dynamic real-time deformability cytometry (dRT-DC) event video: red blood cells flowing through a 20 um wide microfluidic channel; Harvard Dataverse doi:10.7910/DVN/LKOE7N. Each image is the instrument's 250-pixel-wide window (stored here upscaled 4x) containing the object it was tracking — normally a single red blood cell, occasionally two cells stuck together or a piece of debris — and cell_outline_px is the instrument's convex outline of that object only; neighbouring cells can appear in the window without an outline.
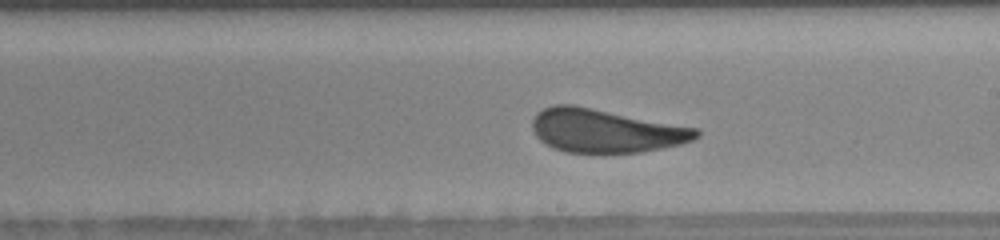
{"species": "human", "species_latin": "Homo sapiens", "temperature_condition": "warm", "stored_images_in_passage": 44, "camera_frame_rate_fps": 3000, "um_per_image_px": 0.085, "donor": {"sex": "female"}, "frame": {"image": 1, "passage_image": 30, "time_ms": 7.667, "image_size_px": [1000, 240], "cell_outline_px": [[700, 136], [692, 140], [680, 144], [640, 152], [564, 152], [552, 148], [544, 144], [536, 136], [532, 128], [532, 120], [536, 112], [552, 104], [572, 104], [696, 128], [700, 132]], "centroid_in_image_um": [51.41, 11.11], "position_along_channel_um": 237.6, "area_um2": 41.33}}